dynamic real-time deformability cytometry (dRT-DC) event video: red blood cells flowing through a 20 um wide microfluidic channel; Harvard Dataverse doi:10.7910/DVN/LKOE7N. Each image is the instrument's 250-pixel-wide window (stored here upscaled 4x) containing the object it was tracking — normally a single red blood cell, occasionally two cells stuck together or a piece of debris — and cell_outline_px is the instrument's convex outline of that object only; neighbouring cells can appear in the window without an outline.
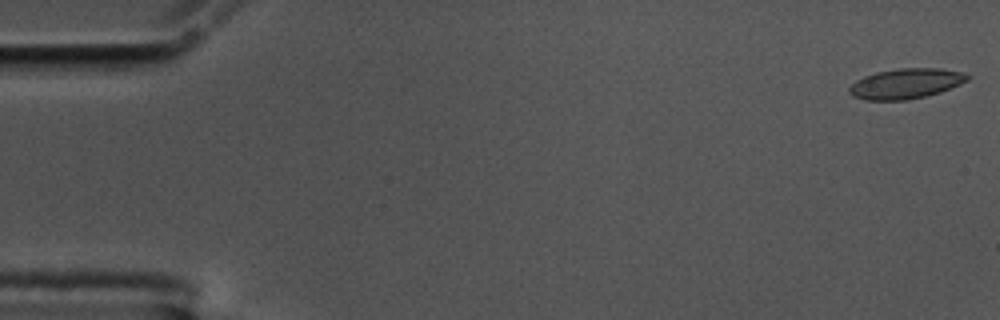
{"species": "common noctule bat (a hibernating species)", "species_latin": "Nyctalus noctula", "temperature_condition": "cold", "stored_images_in_passage": 57, "camera_frame_rate_fps": 3000, "um_per_image_px": 0.085, "animal": {"sex": "male", "body_mass_g": 17.5, "forearm_length_mm": 52.3}, "frame": {"image": 1, "passage_image": 1, "time_ms": 0.0, "image_size_px": [1000, 320], "cell_outline_px": [[972, 76], [968, 80], [960, 84], [940, 92], [908, 100], [864, 100], [852, 96], [848, 92], [848, 88], [856, 80], [864, 76], [876, 72], [900, 68], [940, 68], [964, 72]], "centroid_in_image_um": [77.0, 7.1], "position_along_channel_um": 8.0, "area_um2": 20.92}}
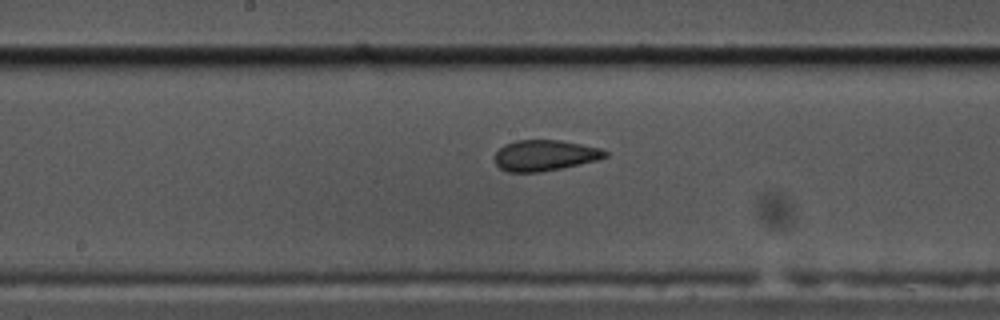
{"frame": {"image": 2, "passage_image": 29, "time_ms": 9.333, "image_size_px": [1000, 320], "cell_outline_px": [[608, 156], [596, 160], [560, 168], [540, 172], [508, 172], [500, 168], [496, 164], [496, 152], [504, 144], [516, 140], [560, 140], [600, 148], [608, 152]], "centroid_in_image_um": [46.29, 13.2], "position_along_channel_um": 201.9, "area_um2": 19.65}}
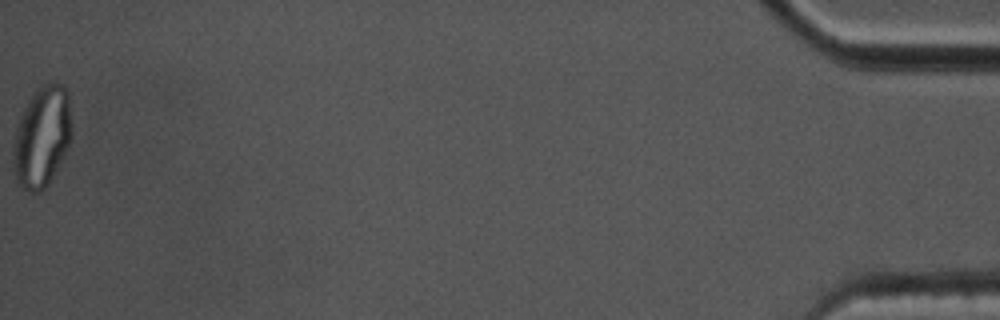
{"frame": {"image": 3, "passage_image": 57, "time_ms": 18.667, "image_size_px": [1000, 320], "cell_outline_px": [[72, 136], [68, 148], [56, 172], [48, 184], [40, 192], [28, 192], [16, 180], [12, 172], [12, 152], [16, 128], [24, 108], [28, 100], [40, 84], [52, 80], [64, 84], [68, 88], [72, 132]], "centroid_in_image_um": [3.58, 11.59], "position_along_channel_um": 431.6, "area_um2": 35.26}, "authors_computed_cell_mechanics": {"area_um2": 20.4612, "velocity_mm_per_s": 3.5307, "shape_relaxation_time_tau1_ms": null, "shape_relaxation_time_tau2_ms": 1.3825, "deformation_change_tau1": null, "deformation_change_tau2": 0.0787}}